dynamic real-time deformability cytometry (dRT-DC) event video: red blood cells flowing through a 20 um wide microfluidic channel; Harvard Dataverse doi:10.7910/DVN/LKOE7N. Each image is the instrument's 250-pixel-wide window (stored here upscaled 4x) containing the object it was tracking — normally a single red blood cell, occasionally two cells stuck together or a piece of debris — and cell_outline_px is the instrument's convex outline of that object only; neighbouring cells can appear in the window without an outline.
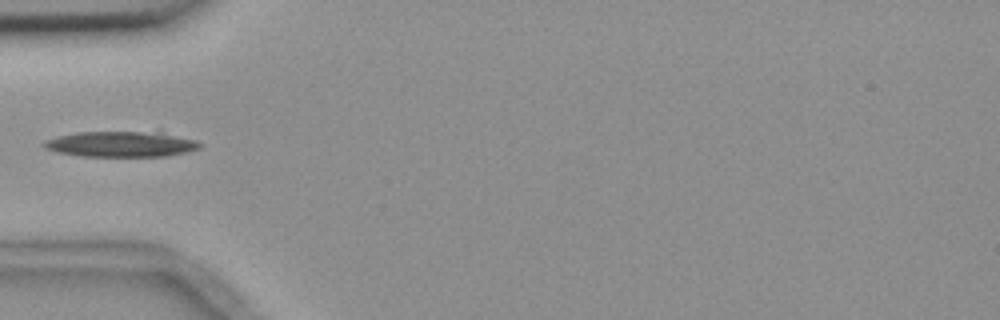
{"species": "common noctule bat (a hibernating species)", "species_latin": "Nyctalus noctula", "temperature_condition": "room temperature", "stored_images_in_passage": 1, "camera_frame_rate_fps": 3000, "um_per_image_px": 0.085, "animal": {"sex": "female", "body_mass_g": 18.4}, "frame": {"image": 1, "passage_image": 1, "time_ms": 0.0, "image_size_px": [1000, 320], "cell_outline_px": [[200, 148], [184, 152], [164, 156], [84, 156], [60, 152], [44, 148], [40, 144], [44, 140], [76, 132], [160, 132], [196, 140], [200, 144]], "centroid_in_image_um": [10.26, 12.24], "position_along_channel_um": 74.7, "area_um2": 22.89}}